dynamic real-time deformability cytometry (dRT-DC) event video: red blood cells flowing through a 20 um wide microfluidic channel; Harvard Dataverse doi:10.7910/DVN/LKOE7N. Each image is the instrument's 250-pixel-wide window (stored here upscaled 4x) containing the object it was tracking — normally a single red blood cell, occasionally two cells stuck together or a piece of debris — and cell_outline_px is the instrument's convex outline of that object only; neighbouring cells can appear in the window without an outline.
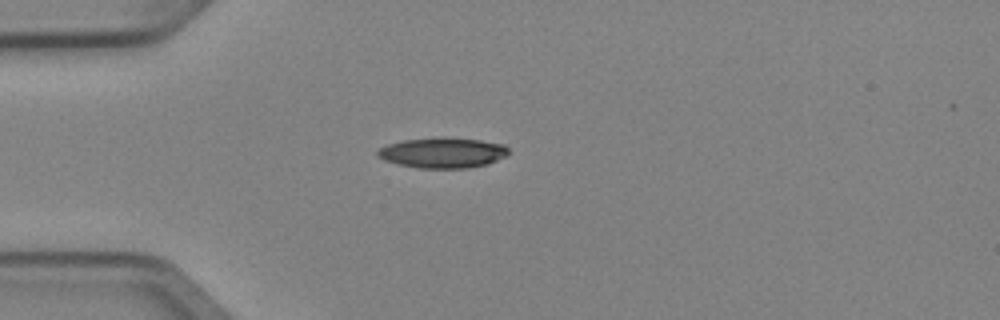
{"species": "Egyptian fruit bat (a non-hibernating species)", "species_latin": "Rousettus aegyptiacus", "temperature_condition": "cold", "stored_images_in_passage": 1, "camera_frame_rate_fps": 3000, "um_per_image_px": 0.085, "animal": {"sex": "female"}, "frame": {"image": 1, "passage_image": 1, "time_ms": 0.0, "image_size_px": [1000, 320], "cell_outline_px": [[508, 156], [488, 164], [468, 168], [416, 168], [384, 160], [376, 152], [380, 148], [388, 144], [404, 140], [440, 136], [480, 140], [504, 144], [508, 148]], "centroid_in_image_um": [37.67, 12.97], "position_along_channel_um": 47.3, "area_um2": 23.35}}